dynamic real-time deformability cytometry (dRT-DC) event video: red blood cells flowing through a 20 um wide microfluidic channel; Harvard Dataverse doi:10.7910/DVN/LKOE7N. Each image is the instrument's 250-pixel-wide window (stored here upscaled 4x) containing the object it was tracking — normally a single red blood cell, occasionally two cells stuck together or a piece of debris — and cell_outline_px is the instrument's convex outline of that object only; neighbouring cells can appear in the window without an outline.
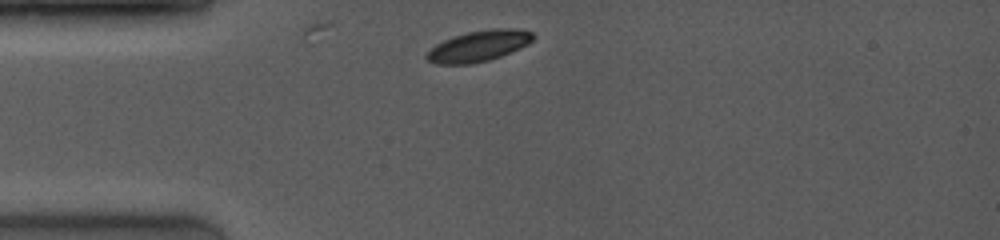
{"species": "common noctule bat (a hibernating species)", "species_latin": "Nyctalus noctula", "temperature_condition": "room temperature", "stored_images_in_passage": 3, "camera_frame_rate_fps": 4000, "um_per_image_px": 0.085, "animal": {"sex": "female", "body_mass_g": 19.0, "forearm_length_mm": 53.3}, "frame": {"image": 1, "passage_image": 1, "time_ms": 0.0, "image_size_px": [1000, 240], "cell_outline_px": [[536, 36], [528, 44], [520, 48], [500, 56], [488, 60], [472, 64], [436, 64], [428, 60], [424, 56], [436, 44], [452, 36], [468, 32], [488, 28], [520, 28], [532, 32]], "centroid_in_image_um": [40.71, 3.89], "position_along_channel_um": 44.3, "area_um2": 19.31}}